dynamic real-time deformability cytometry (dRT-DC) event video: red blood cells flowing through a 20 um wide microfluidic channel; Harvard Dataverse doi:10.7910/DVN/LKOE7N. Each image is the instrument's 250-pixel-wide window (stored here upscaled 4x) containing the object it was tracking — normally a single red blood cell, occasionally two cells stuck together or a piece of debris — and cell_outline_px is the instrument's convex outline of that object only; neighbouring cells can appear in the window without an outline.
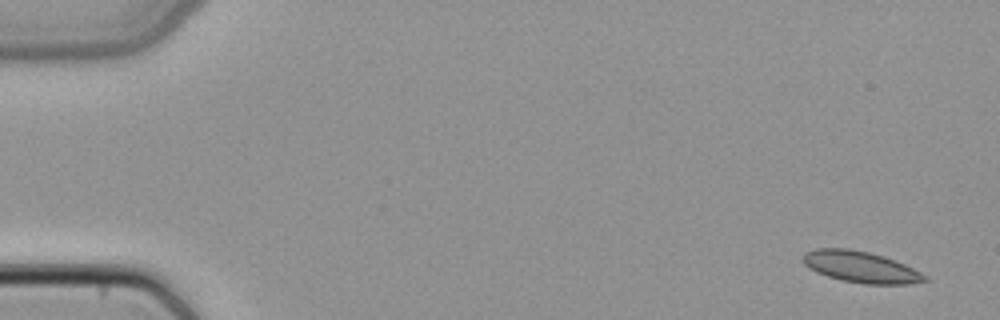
{"species": "common noctule bat (a hibernating species)", "species_latin": "Nyctalus noctula", "temperature_condition": "cold", "stored_images_in_passage": 5, "camera_frame_rate_fps": 3000, "um_per_image_px": 0.085, "animal": {"sex": "female", "body_mass_g": 22.7, "forearm_length_mm": 54.2}, "frame": {"image": 1, "passage_image": 1, "time_ms": 0.0, "image_size_px": [1000, 320], "cell_outline_px": [[928, 280], [908, 284], [864, 284], [840, 280], [816, 272], [808, 268], [800, 260], [804, 252], [816, 248], [848, 248], [868, 252], [884, 256], [904, 264], [928, 276]], "centroid_in_image_um": [73.11, 22.69], "position_along_channel_um": 11.9, "area_um2": 22.37}}
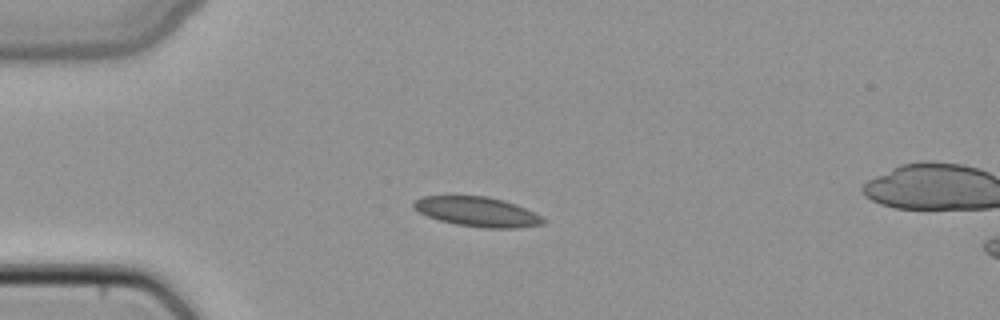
{"frame": {"image": 2, "passage_image": 4, "time_ms": 1.0, "image_size_px": [1000, 320], "cell_outline_px": [[544, 224], [516, 228], [484, 228], [456, 224], [440, 220], [428, 216], [412, 208], [412, 204], [416, 200], [424, 196], [488, 196], [504, 200], [516, 204], [540, 216], [544, 220]], "centroid_in_image_um": [40.56, 17.99], "position_along_channel_um": 44.4, "area_um2": 22.2}}